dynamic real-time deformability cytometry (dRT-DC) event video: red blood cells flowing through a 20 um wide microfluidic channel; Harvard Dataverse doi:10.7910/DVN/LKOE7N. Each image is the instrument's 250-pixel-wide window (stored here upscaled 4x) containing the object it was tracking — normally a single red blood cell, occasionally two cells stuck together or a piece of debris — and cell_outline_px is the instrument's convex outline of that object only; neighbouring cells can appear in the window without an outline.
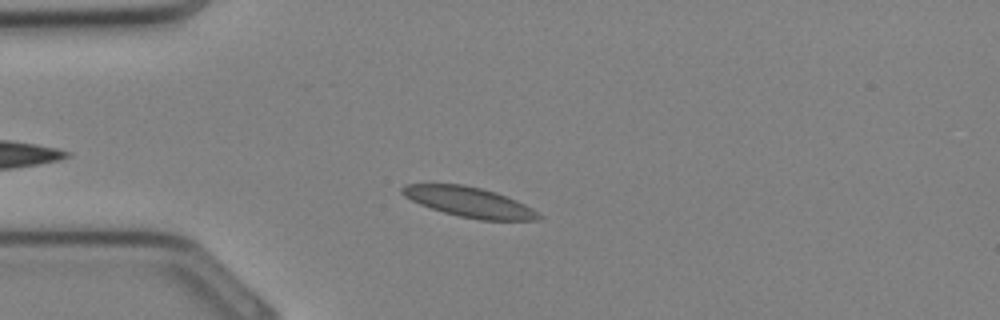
{"species": "Egyptian fruit bat (a non-hibernating species)", "species_latin": "Rousettus aegyptiacus", "temperature_condition": "cold", "stored_images_in_passage": 31, "camera_frame_rate_fps": 3000, "um_per_image_px": 0.085, "animal": {"sex": "female"}, "frame": {"image": 1, "passage_image": 6, "time_ms": 1.667, "image_size_px": [1000, 320], "cell_outline_px": [[544, 216], [540, 220], [480, 220], [460, 216], [444, 212], [420, 204], [404, 196], [400, 192], [400, 188], [404, 184], [464, 184], [496, 192], [516, 200], [532, 208]], "centroid_in_image_um": [39.9, 17.17], "position_along_channel_um": 45.1, "area_um2": 23.81}}
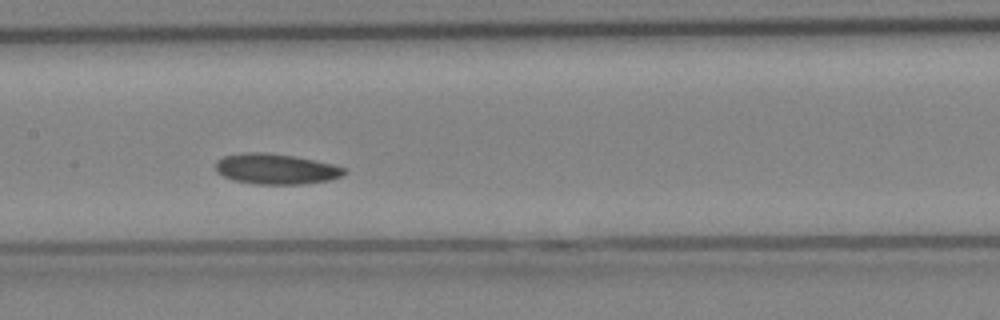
{"frame": {"image": 2, "passage_image": 14, "time_ms": 4.333, "image_size_px": [1000, 320], "cell_outline_px": [[348, 172], [344, 176], [332, 180], [304, 184], [256, 184], [232, 180], [216, 172], [216, 164], [224, 156], [256, 152], [260, 152], [292, 156], [332, 164], [348, 168]], "centroid_in_image_um": [23.54, 14.39], "position_along_channel_um": 183.9, "area_um2": 22.72}}
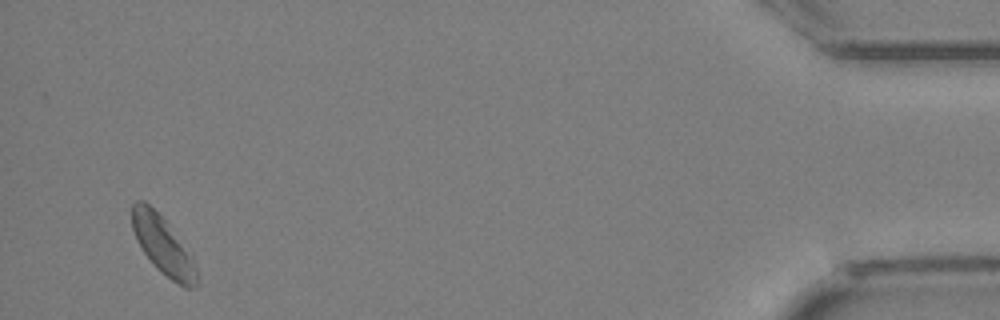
{"frame": {"image": 3, "passage_image": 30, "time_ms": 9.667, "image_size_px": [1000, 320], "cell_outline_px": [[200, 280], [192, 288], [184, 288], [160, 272], [152, 264], [140, 248], [136, 240], [132, 228], [132, 204], [136, 200], [144, 200], [164, 220], [192, 256], [196, 264]], "centroid_in_image_um": [13.85, 20.91], "position_along_channel_um": 421.3, "area_um2": 21.85}}